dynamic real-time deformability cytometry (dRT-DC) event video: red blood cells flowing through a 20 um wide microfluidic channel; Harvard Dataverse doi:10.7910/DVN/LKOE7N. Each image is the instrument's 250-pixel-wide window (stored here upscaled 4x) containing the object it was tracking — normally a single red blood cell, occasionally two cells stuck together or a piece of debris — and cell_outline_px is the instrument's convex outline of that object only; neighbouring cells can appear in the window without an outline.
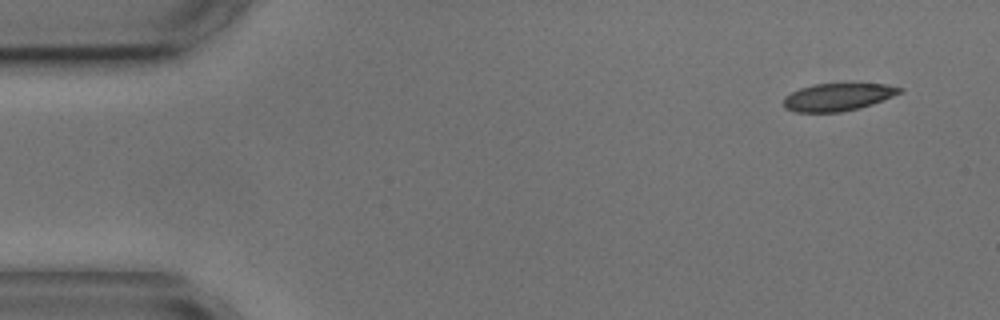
{"species": "common noctule bat (a hibernating species)", "species_latin": "Nyctalus noctula", "temperature_condition": "cold", "stored_images_in_passage": 4, "camera_frame_rate_fps": 3000, "um_per_image_px": 0.085, "animal": {"sex": "male", "body_mass_g": 17.9, "forearm_length_mm": 54.2}, "frame": {"image": 1, "passage_image": 1, "time_ms": 0.0, "image_size_px": [1000, 320], "cell_outline_px": [[904, 92], [872, 104], [860, 108], [840, 112], [796, 112], [784, 108], [784, 96], [800, 88], [812, 84], [888, 84], [904, 88]], "centroid_in_image_um": [71.24, 8.24], "position_along_channel_um": 13.8, "area_um2": 18.73}}
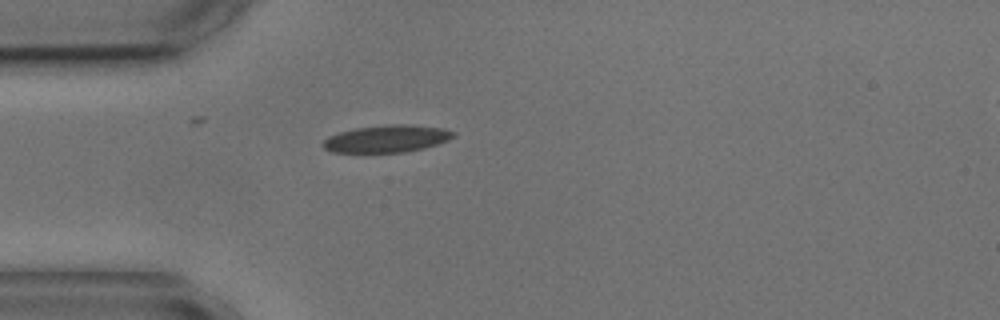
{"frame": {"image": 2, "passage_image": 4, "time_ms": 3.667, "image_size_px": [1000, 320], "cell_outline_px": [[456, 136], [448, 140], [424, 148], [404, 152], [332, 152], [324, 148], [320, 144], [328, 136], [340, 132], [356, 128], [388, 124], [408, 124], [444, 128], [456, 132]], "centroid_in_image_um": [32.89, 11.78], "position_along_channel_um": 52.1, "area_um2": 20.75}}